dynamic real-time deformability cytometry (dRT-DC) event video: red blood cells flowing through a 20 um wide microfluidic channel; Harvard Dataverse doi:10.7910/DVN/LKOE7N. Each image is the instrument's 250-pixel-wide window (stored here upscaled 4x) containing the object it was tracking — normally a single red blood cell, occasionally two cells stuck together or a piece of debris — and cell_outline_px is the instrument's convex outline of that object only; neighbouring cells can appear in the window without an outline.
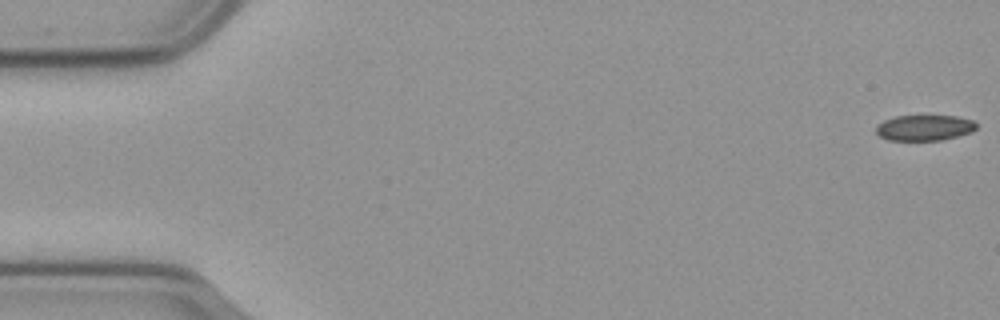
{"species": "common noctule bat (a hibernating species)", "species_latin": "Nyctalus noctula", "temperature_condition": "cold", "stored_images_in_passage": 8, "camera_frame_rate_fps": 3000, "um_per_image_px": 0.085, "animal": {"sex": "male", "body_mass_g": 23.1, "forearm_length_mm": 52.7}, "frame": {"image": 1, "passage_image": 1, "time_ms": 0.0, "image_size_px": [1000, 320], "cell_outline_px": [[976, 128], [972, 132], [940, 140], [888, 140], [880, 136], [876, 132], [876, 124], [884, 120], [896, 116], [956, 116], [972, 120], [976, 124]], "centroid_in_image_um": [78.55, 10.85], "position_along_channel_um": 6.5, "area_um2": 14.91}}